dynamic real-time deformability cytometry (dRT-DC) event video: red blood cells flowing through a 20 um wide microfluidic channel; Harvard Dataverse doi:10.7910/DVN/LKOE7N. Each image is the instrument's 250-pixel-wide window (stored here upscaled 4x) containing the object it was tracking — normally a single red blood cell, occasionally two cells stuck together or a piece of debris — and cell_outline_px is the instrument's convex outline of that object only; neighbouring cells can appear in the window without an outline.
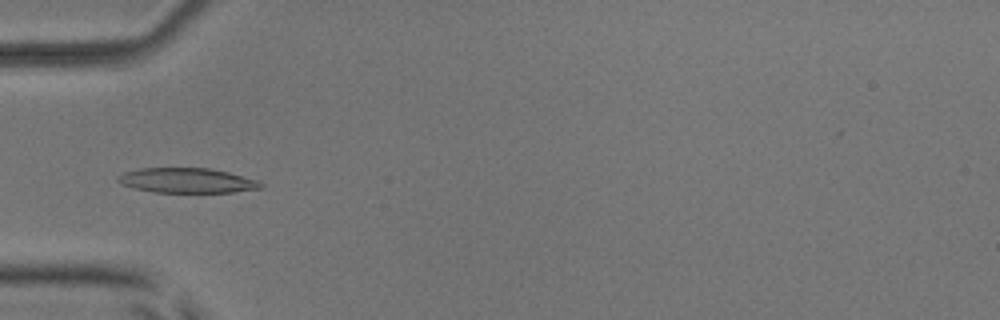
{"species": "common noctule bat (a hibernating species)", "species_latin": "Nyctalus noctula", "temperature_condition": "room temperature", "stored_images_in_passage": 8, "camera_frame_rate_fps": 3000, "um_per_image_px": 0.085, "animal": {"sex": "male", "body_mass_g": 17.9, "forearm_length_mm": 54.2}, "frame": {"image": 1, "passage_image": 5, "time_ms": 4.667, "image_size_px": [1000, 320], "cell_outline_px": [[264, 188], [232, 192], [156, 192], [132, 188], [120, 184], [116, 180], [116, 176], [124, 172], [140, 168], [212, 168], [260, 180], [264, 184]], "centroid_in_image_um": [15.9, 15.34], "position_along_channel_um": 69.1, "area_um2": 20.98}}
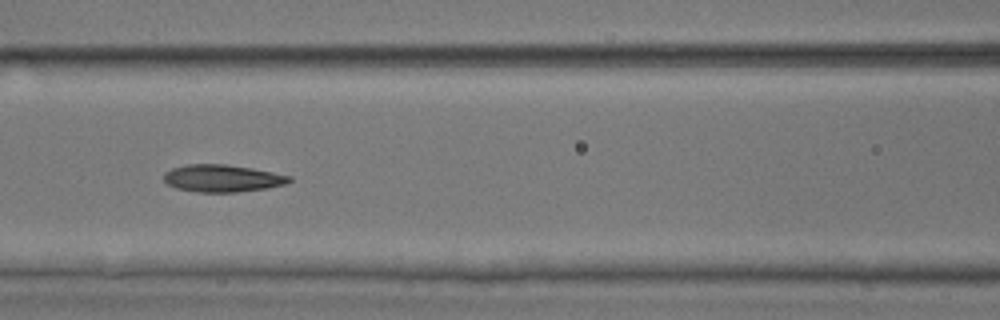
{"frame": {"image": 2, "passage_image": 7, "time_ms": 6.667, "image_size_px": [1000, 320], "cell_outline_px": [[292, 180], [284, 184], [268, 188], [236, 192], [196, 192], [176, 188], [168, 184], [164, 180], [164, 172], [172, 168], [188, 164], [224, 164], [252, 168], [292, 176]], "centroid_in_image_um": [18.89, 15.15], "position_along_channel_um": 147.7, "area_um2": 19.94}}
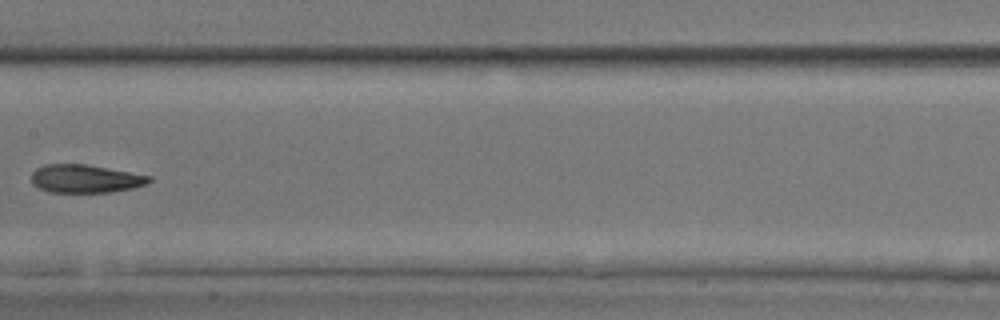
{"frame": {"image": 3, "passage_image": 8, "time_ms": 8.0, "image_size_px": [1000, 320], "cell_outline_px": [[152, 180], [148, 184], [132, 188], [108, 192], [48, 192], [32, 184], [32, 172], [36, 168], [44, 164], [84, 164], [152, 176]], "centroid_in_image_um": [7.24, 15.19], "position_along_channel_um": 200.2, "area_um2": 19.25}}